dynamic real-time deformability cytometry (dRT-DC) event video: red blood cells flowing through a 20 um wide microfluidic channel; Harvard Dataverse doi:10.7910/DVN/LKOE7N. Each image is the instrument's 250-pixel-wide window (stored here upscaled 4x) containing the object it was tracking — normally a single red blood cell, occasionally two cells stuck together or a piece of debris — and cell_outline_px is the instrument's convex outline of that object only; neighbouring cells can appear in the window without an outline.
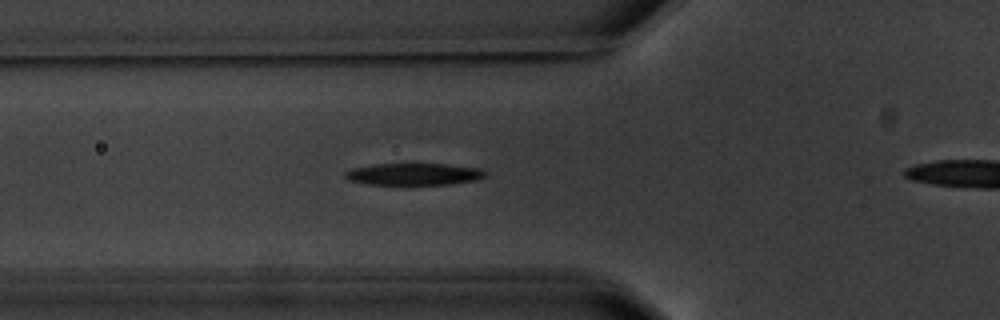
{"species": "common noctule bat (a hibernating species)", "species_latin": "Nyctalus noctula", "temperature_condition": "warm", "stored_images_in_passage": 4, "camera_frame_rate_fps": 3000, "um_per_image_px": 0.085, "animal": {"sex": "male", "body_mass_g": 20.1, "forearm_length_mm": 53.5}, "frame": {"image": 1, "passage_image": 3, "time_ms": 2.333, "image_size_px": [1000, 320], "cell_outline_px": [[488, 172], [484, 176], [476, 180], [448, 184], [368, 184], [348, 180], [344, 176], [344, 172], [352, 168], [376, 164], [448, 164], [480, 168]], "centroid_in_image_um": [35.18, 14.79], "position_along_channel_um": 90.6, "area_um2": 17.8}}